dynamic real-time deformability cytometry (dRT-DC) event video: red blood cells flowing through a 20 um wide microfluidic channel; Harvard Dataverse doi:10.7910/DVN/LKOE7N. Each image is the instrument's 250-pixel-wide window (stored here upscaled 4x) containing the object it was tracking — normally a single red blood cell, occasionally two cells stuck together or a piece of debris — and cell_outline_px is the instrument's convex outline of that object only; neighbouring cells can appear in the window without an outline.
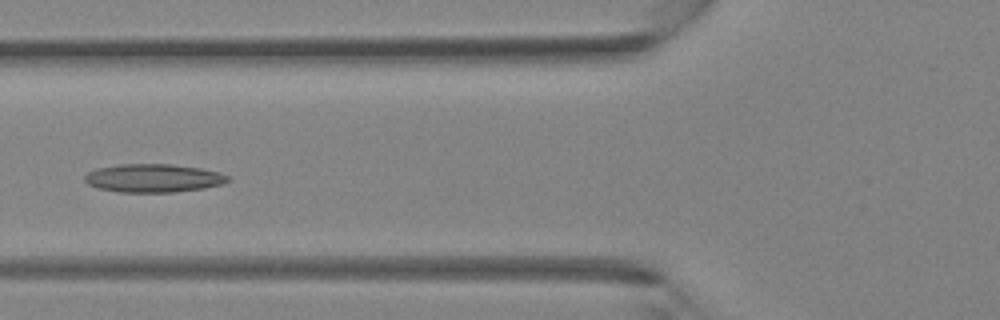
{"species": "Egyptian fruit bat (a non-hibernating species)", "species_latin": "Rousettus aegyptiacus", "temperature_condition": "room temperature", "stored_images_in_passage": 40, "camera_frame_rate_fps": 3000, "um_per_image_px": 0.085, "animal": {"sex": "female"}, "frame": {"image": 1, "passage_image": 16, "time_ms": 5.0, "image_size_px": [1000, 320], "cell_outline_px": [[232, 180], [224, 184], [204, 188], [172, 192], [120, 192], [100, 188], [88, 184], [84, 180], [84, 176], [88, 172], [96, 168], [116, 164], [172, 164], [200, 168], [220, 172], [228, 176]], "centroid_in_image_um": [13.06, 15.13], "position_along_channel_um": 112.7, "area_um2": 23.76}}
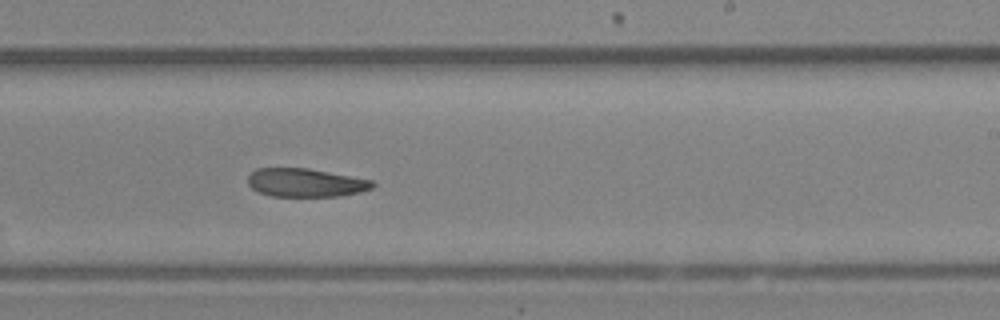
{"frame": {"image": 2, "passage_image": 25, "time_ms": 8.0, "image_size_px": [1000, 320], "cell_outline_px": [[376, 184], [372, 188], [360, 192], [340, 196], [272, 196], [260, 192], [252, 188], [248, 184], [248, 176], [256, 168], [308, 168], [372, 180]], "centroid_in_image_um": [25.98, 15.52], "position_along_channel_um": 263.0, "area_um2": 20.58}}
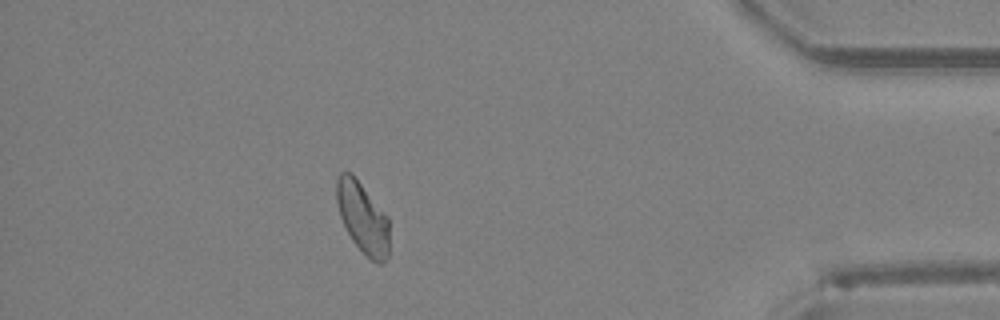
{"frame": {"image": 3, "passage_image": 36, "time_ms": 11.667, "image_size_px": [1000, 320], "cell_outline_px": [[388, 260], [380, 264], [372, 260], [352, 240], [340, 216], [336, 200], [336, 180], [340, 172], [352, 172], [388, 216]], "centroid_in_image_um": [30.83, 18.46], "position_along_channel_um": 404.4, "area_um2": 21.73}}